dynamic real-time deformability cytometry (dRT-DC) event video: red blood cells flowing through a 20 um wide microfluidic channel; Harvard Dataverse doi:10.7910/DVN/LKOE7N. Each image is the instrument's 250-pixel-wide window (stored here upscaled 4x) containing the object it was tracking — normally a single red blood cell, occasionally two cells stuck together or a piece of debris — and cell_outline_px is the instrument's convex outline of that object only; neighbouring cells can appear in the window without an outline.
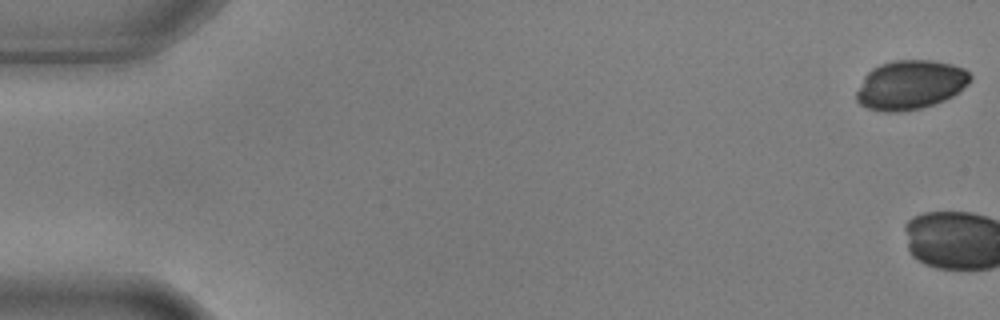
{"species": "common noctule bat (a hibernating species)", "species_latin": "Nyctalus noctula", "temperature_condition": "warm", "stored_images_in_passage": 6, "camera_frame_rate_fps": 3000, "um_per_image_px": 0.085, "animal": {"sex": "male", "body_mass_g": 17.9, "forearm_length_mm": 54.2}, "frame": {"image": 1, "passage_image": 1, "time_ms": 0.0, "image_size_px": [1000, 320], "cell_outline_px": [[972, 80], [960, 92], [936, 104], [920, 108], [900, 112], [884, 112], [868, 108], [860, 104], [856, 100], [856, 92], [864, 76], [872, 68], [880, 64], [892, 60], [932, 60], [952, 64], [964, 68], [972, 76]], "centroid_in_image_um": [77.39, 7.21], "position_along_channel_um": 7.6, "area_um2": 32.95}}